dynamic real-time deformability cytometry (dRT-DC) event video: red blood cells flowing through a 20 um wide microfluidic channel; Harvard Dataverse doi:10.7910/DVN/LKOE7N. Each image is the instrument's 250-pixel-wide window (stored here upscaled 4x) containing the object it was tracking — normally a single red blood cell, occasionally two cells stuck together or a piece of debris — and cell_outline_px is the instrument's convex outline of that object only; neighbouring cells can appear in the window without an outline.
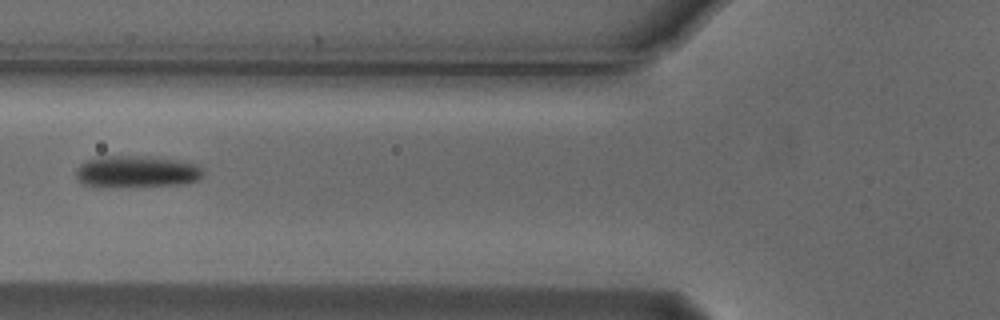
{"species": "Egyptian fruit bat (a non-hibernating species)", "species_latin": "Rousettus aegyptiacus", "temperature_condition": "cold", "stored_images_in_passage": 6, "camera_frame_rate_fps": 3000, "um_per_image_px": 0.085, "animal": {"sex": "male"}, "frame": {"image": 1, "passage_image": 6, "time_ms": 1.667, "image_size_px": [1000, 320], "cell_outline_px": [[204, 176], [196, 180], [180, 184], [84, 184], [76, 176], [76, 168], [80, 164], [88, 160], [100, 156], [160, 156], [196, 164], [204, 168]], "centroid_in_image_um": [11.7, 14.51], "position_along_channel_um": 114.1, "area_um2": 22.66}}